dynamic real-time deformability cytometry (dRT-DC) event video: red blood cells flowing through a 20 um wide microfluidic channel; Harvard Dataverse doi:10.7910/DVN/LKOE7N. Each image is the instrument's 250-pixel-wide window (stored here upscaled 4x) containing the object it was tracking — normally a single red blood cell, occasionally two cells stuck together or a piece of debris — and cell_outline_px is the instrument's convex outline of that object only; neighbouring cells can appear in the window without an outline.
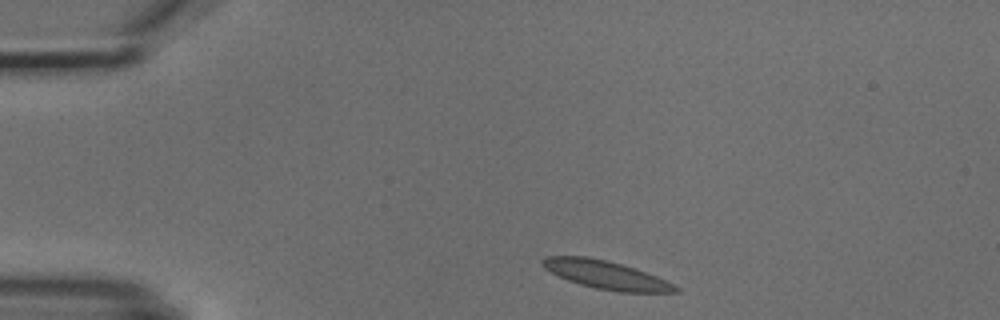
{"species": "common noctule bat (a hibernating species)", "species_latin": "Nyctalus noctula", "temperature_condition": "cold", "stored_images_in_passage": 3, "camera_frame_rate_fps": 3000, "um_per_image_px": 0.085, "animal": {"sex": "male", "body_mass_g": 18.8}, "frame": {"image": 1, "passage_image": 1, "time_ms": 0.0, "image_size_px": [1000, 320], "cell_outline_px": [[680, 292], [620, 292], [596, 288], [580, 284], [568, 280], [544, 268], [540, 264], [540, 260], [544, 256], [588, 256], [608, 260], [656, 276], [680, 288]], "centroid_in_image_um": [51.46, 23.35], "position_along_channel_um": 33.5, "area_um2": 21.62}}
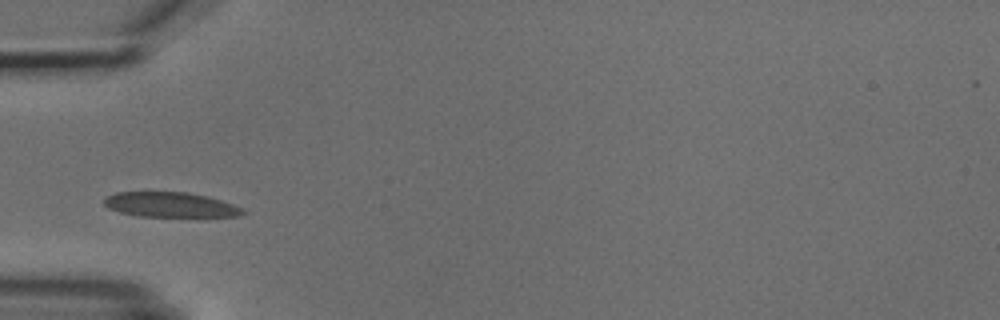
{"frame": {"image": 2, "passage_image": 3, "time_ms": 2.333, "image_size_px": [1000, 320], "cell_outline_px": [[248, 212], [240, 216], [136, 216], [120, 212], [108, 208], [104, 204], [104, 196], [116, 192], [188, 192], [208, 196], [244, 208]], "centroid_in_image_um": [14.48, 17.39], "position_along_channel_um": 70.5, "area_um2": 20.23}}